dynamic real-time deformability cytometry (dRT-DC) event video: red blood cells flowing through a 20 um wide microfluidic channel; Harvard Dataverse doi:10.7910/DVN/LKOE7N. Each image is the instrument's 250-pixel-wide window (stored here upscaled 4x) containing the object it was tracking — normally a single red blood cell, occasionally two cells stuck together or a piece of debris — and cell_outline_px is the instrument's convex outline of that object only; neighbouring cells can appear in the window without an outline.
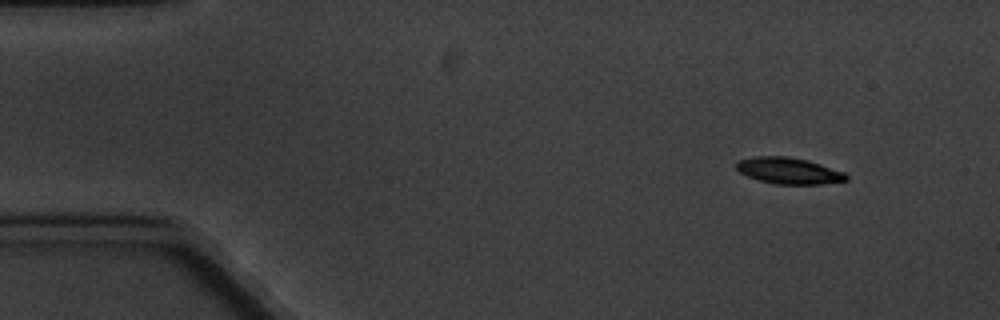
{"species": "common noctule bat (a hibernating species)", "species_latin": "Nyctalus noctula", "temperature_condition": "cold", "stored_images_in_passage": 4, "camera_frame_rate_fps": 3000, "um_per_image_px": 0.085, "animal": {"sex": "male", "body_mass_g": 20.1, "forearm_length_mm": 53.5}, "frame": {"image": 1, "passage_image": 1, "time_ms": 0.0, "image_size_px": [1000, 320], "cell_outline_px": [[848, 180], [824, 184], [776, 184], [760, 180], [748, 176], [740, 172], [736, 168], [736, 164], [740, 160], [756, 156], [788, 156], [808, 160], [844, 172], [848, 176]], "centroid_in_image_um": [67.07, 14.51], "position_along_channel_um": 17.9, "area_um2": 16.76}}
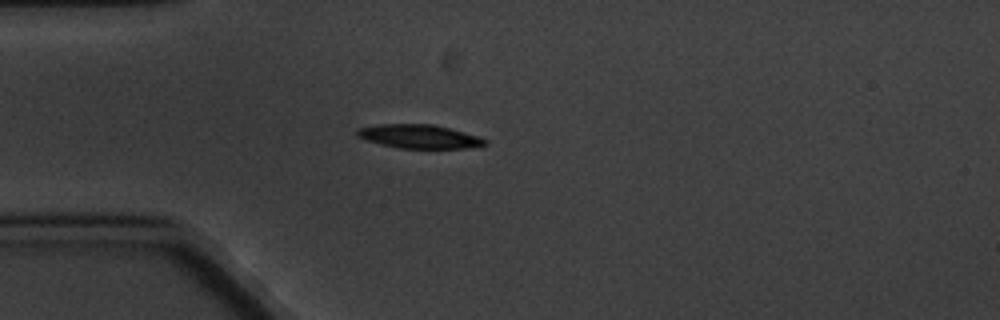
{"frame": {"image": 2, "passage_image": 4, "time_ms": 3.333, "image_size_px": [1000, 320], "cell_outline_px": [[488, 144], [464, 148], [400, 148], [380, 144], [356, 136], [356, 128], [380, 124], [432, 124], [464, 132], [488, 140]], "centroid_in_image_um": [35.6, 11.59], "position_along_channel_um": 49.4, "area_um2": 17.51}}